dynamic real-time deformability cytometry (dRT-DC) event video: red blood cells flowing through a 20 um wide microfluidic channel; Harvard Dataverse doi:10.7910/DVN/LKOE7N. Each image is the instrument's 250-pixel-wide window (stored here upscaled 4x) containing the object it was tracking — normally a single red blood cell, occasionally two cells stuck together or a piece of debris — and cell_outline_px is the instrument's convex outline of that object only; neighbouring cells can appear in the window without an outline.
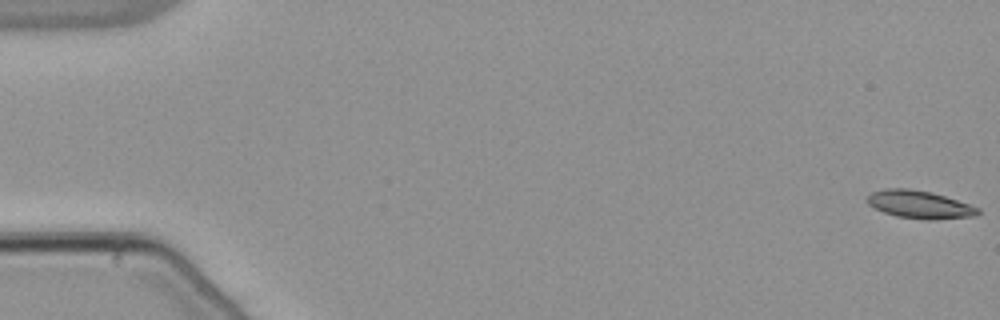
{"species": "common noctule bat (a hibernating species)", "species_latin": "Nyctalus noctula", "temperature_condition": "warm", "stored_images_in_passage": 55, "camera_frame_rate_fps": 3000, "um_per_image_px": 0.085, "animal": {"sex": "male", "body_mass_g": 21.5, "forearm_length_mm": 52.0}, "frame": {"image": 1, "passage_image": 1, "time_ms": 0.0, "image_size_px": [1000, 320], "cell_outline_px": [[980, 212], [976, 216], [936, 220], [924, 220], [896, 216], [884, 212], [868, 204], [864, 200], [864, 196], [872, 192], [884, 188], [908, 188], [932, 192], [980, 208]], "centroid_in_image_um": [78.12, 17.38], "position_along_channel_um": 6.9, "area_um2": 18.21}}
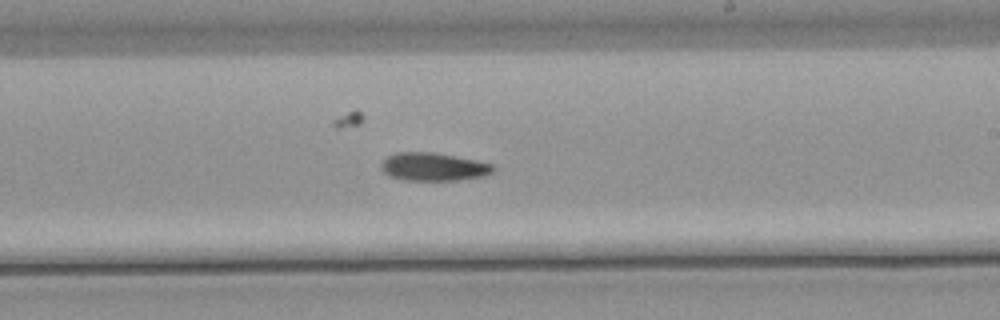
{"frame": {"image": 2, "passage_image": 33, "time_ms": 10.667, "image_size_px": [1000, 320], "cell_outline_px": [[496, 168], [492, 172], [484, 176], [460, 180], [404, 180], [392, 176], [384, 172], [380, 168], [380, 164], [388, 156], [396, 152], [432, 152], [476, 160], [496, 164]], "centroid_in_image_um": [36.88, 14.17], "position_along_channel_um": 252.1, "area_um2": 18.38}}
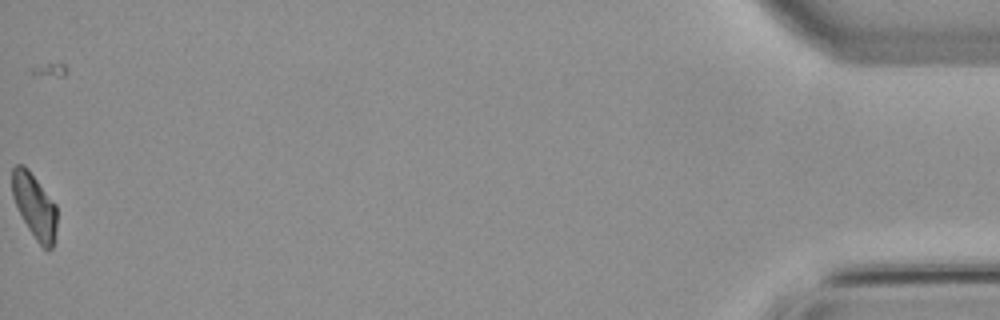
{"frame": {"image": 3, "passage_image": 55, "time_ms": 18.0, "image_size_px": [1000, 320], "cell_outline_px": [[56, 228], [52, 248], [48, 252], [36, 240], [28, 228], [12, 196], [12, 168], [16, 164], [24, 164], [28, 168], [56, 204]], "centroid_in_image_um": [2.93, 17.48], "position_along_channel_um": 432.3, "area_um2": 16.76}}